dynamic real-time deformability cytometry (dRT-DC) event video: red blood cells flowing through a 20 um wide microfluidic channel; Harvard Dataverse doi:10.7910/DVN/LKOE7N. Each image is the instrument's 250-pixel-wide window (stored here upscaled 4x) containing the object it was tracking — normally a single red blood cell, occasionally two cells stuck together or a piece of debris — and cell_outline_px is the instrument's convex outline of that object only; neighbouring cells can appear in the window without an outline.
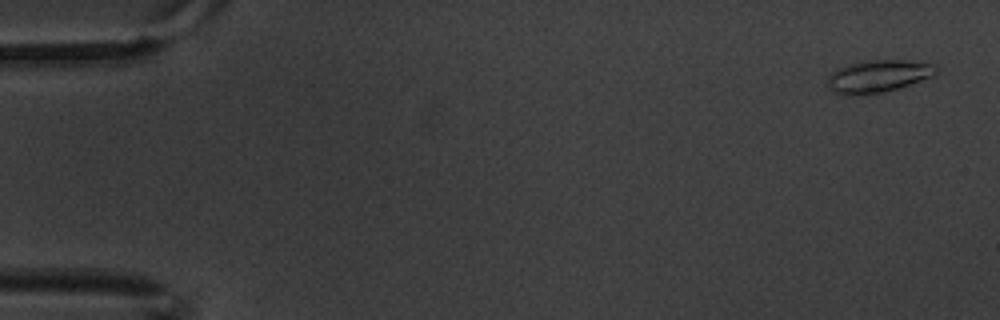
{"species": "common noctule bat (a hibernating species)", "species_latin": "Nyctalus noctula", "temperature_condition": "warm", "stored_images_in_passage": 7, "camera_frame_rate_fps": 3000, "um_per_image_px": 0.085, "animal": {"sex": "male", "body_mass_g": 20.1, "forearm_length_mm": 53.5}, "frame": {"image": 1, "passage_image": 1, "time_ms": 0.0, "image_size_px": [1000, 320], "cell_outline_px": [[940, 68], [932, 76], [884, 92], [860, 96], [852, 96], [836, 92], [824, 84], [828, 76], [832, 72], [840, 68], [852, 64], [876, 60], [904, 60], [936, 64]], "centroid_in_image_um": [74.63, 6.49], "position_along_channel_um": 10.4, "area_um2": 20.29}}
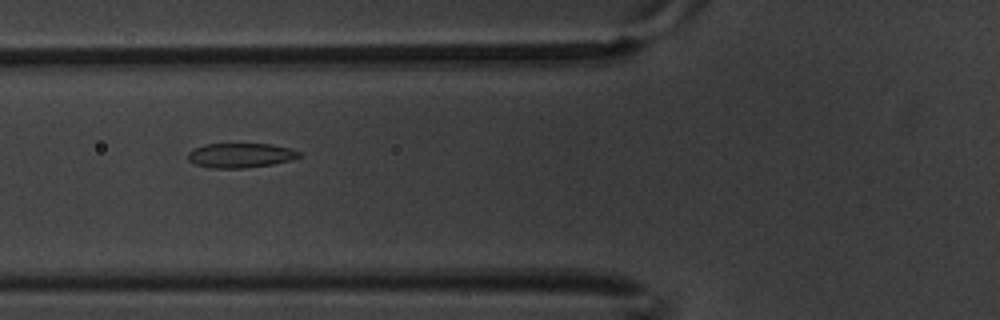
{"frame": {"image": 2, "passage_image": 6, "time_ms": 1.667, "image_size_px": [1000, 320], "cell_outline_px": [[300, 156], [292, 160], [272, 164], [244, 168], [208, 168], [196, 164], [188, 160], [188, 152], [192, 148], [204, 144], [272, 144], [288, 148], [300, 152]], "centroid_in_image_um": [20.4, 13.2], "position_along_channel_um": 105.4, "area_um2": 15.95}}
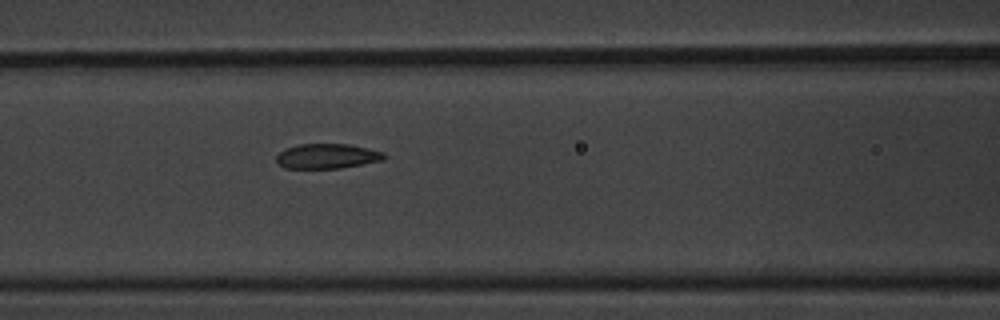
{"frame": {"image": 3, "passage_image": 7, "time_ms": 2.0, "image_size_px": [1000, 320], "cell_outline_px": [[388, 156], [384, 160], [340, 168], [284, 168], [276, 160], [276, 156], [284, 148], [300, 144], [348, 144], [368, 148], [384, 152]], "centroid_in_image_um": [27.83, 13.27], "position_along_channel_um": 138.8, "area_um2": 15.66}}